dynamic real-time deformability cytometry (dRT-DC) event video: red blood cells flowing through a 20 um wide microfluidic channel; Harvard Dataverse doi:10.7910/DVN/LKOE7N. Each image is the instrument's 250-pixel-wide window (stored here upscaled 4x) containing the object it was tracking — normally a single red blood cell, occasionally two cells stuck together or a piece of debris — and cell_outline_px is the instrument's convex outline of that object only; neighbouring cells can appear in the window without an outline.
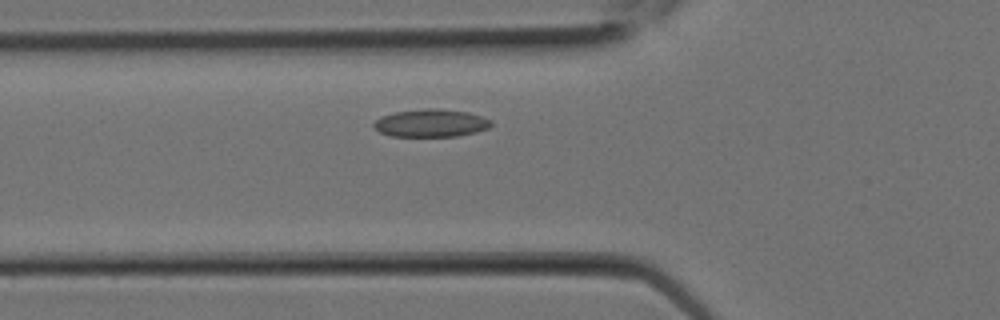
{"species": "Egyptian fruit bat (a non-hibernating species)", "species_latin": "Rousettus aegyptiacus", "temperature_condition": "room temperature", "stored_images_in_passage": 3, "camera_frame_rate_fps": 3000, "um_per_image_px": 0.085, "animal": {"sex": "female"}, "frame": {"image": 1, "passage_image": 3, "time_ms": 0.667, "image_size_px": [1000, 320], "cell_outline_px": [[492, 124], [488, 128], [476, 132], [456, 136], [392, 136], [380, 132], [372, 124], [380, 116], [396, 112], [428, 108], [436, 108], [468, 112], [492, 120]], "centroid_in_image_um": [36.64, 10.46], "position_along_channel_um": 89.2, "area_um2": 18.84}}